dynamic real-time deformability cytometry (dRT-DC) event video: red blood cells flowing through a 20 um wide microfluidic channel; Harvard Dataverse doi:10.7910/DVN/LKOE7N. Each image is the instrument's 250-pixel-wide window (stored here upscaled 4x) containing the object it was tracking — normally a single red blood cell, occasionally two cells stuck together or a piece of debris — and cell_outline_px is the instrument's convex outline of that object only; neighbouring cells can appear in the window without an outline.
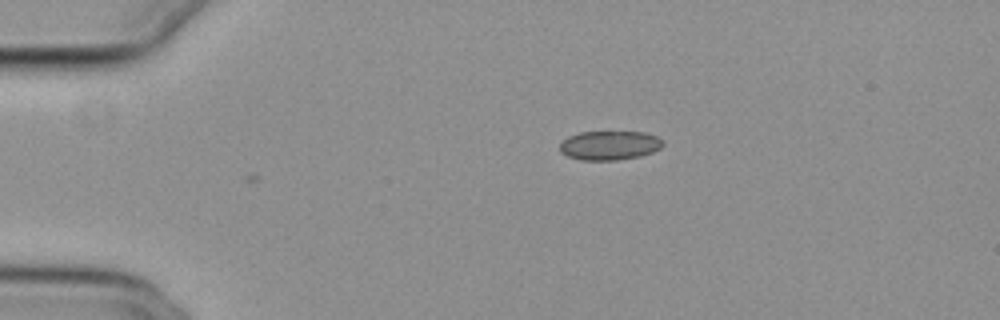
{"species": "common noctule bat (a hibernating species)", "species_latin": "Nyctalus noctula", "temperature_condition": "cold", "stored_images_in_passage": 2, "camera_frame_rate_fps": 3000, "um_per_image_px": 0.085, "animal": {"sex": "female", "body_mass_g": 29.2, "forearm_length_mm": 56.3}, "frame": {"image": 1, "passage_image": 2, "time_ms": 0.333, "image_size_px": [1000, 320], "cell_outline_px": [[664, 144], [660, 148], [652, 152], [640, 156], [616, 160], [580, 160], [568, 156], [560, 152], [560, 144], [568, 136], [580, 132], [644, 132], [656, 136], [664, 140]], "centroid_in_image_um": [51.82, 12.35], "position_along_channel_um": 33.2, "area_um2": 17.51}}